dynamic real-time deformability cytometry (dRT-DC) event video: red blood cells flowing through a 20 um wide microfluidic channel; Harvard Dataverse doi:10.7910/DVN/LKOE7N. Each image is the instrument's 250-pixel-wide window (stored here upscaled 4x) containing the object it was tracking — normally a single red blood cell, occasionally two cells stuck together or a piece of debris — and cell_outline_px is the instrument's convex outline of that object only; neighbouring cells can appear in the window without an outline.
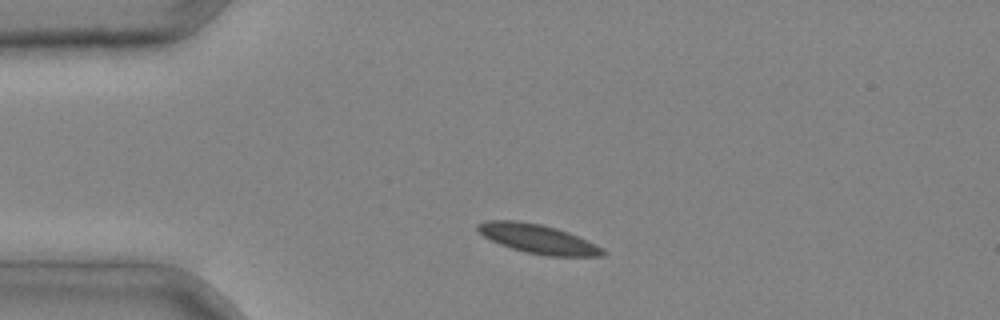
{"species": "common noctule bat (a hibernating species)", "species_latin": "Nyctalus noctula", "temperature_condition": "cold", "stored_images_in_passage": 3, "camera_frame_rate_fps": 3000, "um_per_image_px": 0.085, "animal": {"sex": "male", "body_mass_g": 20.4}, "frame": {"image": 1, "passage_image": 2, "time_ms": 0.333, "image_size_px": [1000, 320], "cell_outline_px": [[608, 252], [604, 256], [548, 256], [524, 252], [500, 244], [484, 236], [476, 228], [476, 224], [488, 220], [516, 220], [540, 224], [556, 228], [568, 232], [588, 240], [604, 248]], "centroid_in_image_um": [45.77, 20.31], "position_along_channel_um": 39.2, "area_um2": 21.27}}
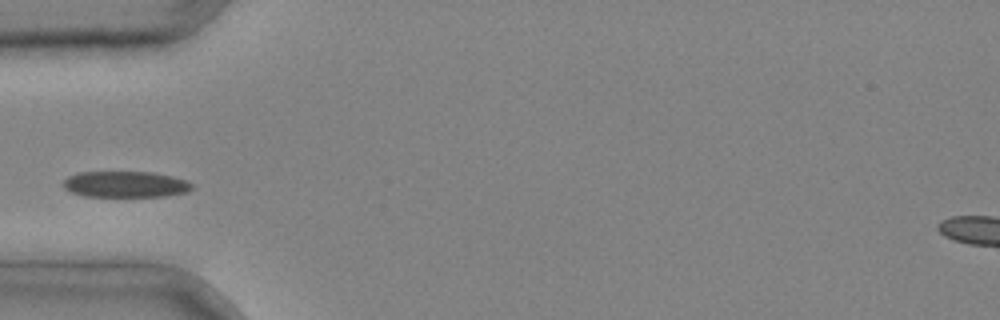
{"frame": {"image": 2, "passage_image": 3, "time_ms": 0.667, "image_size_px": [1000, 320], "cell_outline_px": [[192, 188], [188, 192], [164, 196], [84, 196], [72, 192], [64, 188], [60, 184], [68, 176], [80, 172], [152, 172], [172, 176], [184, 180], [192, 184]], "centroid_in_image_um": [10.63, 15.66], "position_along_channel_um": 74.4, "area_um2": 19.54}}